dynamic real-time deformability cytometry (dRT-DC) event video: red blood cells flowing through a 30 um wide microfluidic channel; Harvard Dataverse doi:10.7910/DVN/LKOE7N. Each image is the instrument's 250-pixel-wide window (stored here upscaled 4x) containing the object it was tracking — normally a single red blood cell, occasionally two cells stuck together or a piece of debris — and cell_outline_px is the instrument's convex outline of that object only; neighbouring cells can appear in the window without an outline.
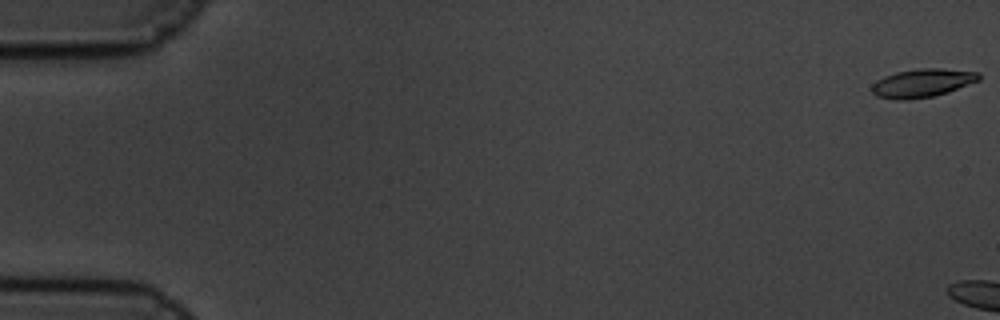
{"species": "common noctule bat (a hibernating species)", "species_latin": "Nyctalus noctula", "temperature_condition": "cold", "stored_images_in_passage": 6, "camera_frame_rate_fps": 3000, "um_per_image_px": 0.085, "animal": {"sex": "male", "body_mass_g": 19.5, "forearm_length_mm": 54.6}, "frame": {"image": 1, "passage_image": 1, "time_ms": 0.0, "image_size_px": [1000, 320], "cell_outline_px": [[980, 80], [948, 92], [932, 96], [908, 100], [896, 100], [876, 96], [872, 92], [872, 84], [876, 80], [884, 76], [896, 72], [920, 68], [940, 68], [980, 72]], "centroid_in_image_um": [78.39, 7.05], "position_along_channel_um": 6.6, "area_um2": 17.8}}